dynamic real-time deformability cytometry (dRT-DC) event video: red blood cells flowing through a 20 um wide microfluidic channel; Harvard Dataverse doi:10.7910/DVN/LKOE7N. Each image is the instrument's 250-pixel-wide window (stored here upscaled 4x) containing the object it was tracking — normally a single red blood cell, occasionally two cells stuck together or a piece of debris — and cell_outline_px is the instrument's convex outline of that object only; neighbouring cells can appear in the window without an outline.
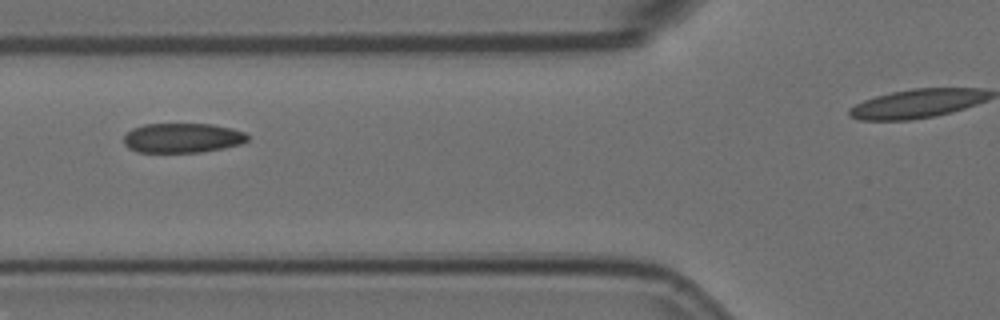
{"species": "Egyptian fruit bat (a non-hibernating species)", "species_latin": "Rousettus aegyptiacus", "temperature_condition": "room temperature", "stored_images_in_passage": 7, "segment_of_instrument_passage": [1, 2], "camera_frame_rate_fps": 3000, "um_per_image_px": 0.085, "animal": {"sex": "female"}, "frame": {"image": 1, "passage_image": 5, "time_ms": 1.333, "image_size_px": [1000, 320], "cell_outline_px": [[248, 140], [240, 144], [200, 152], [136, 152], [128, 148], [124, 144], [124, 136], [132, 128], [144, 124], [212, 124], [232, 128], [244, 132], [248, 136]], "centroid_in_image_um": [15.47, 11.72], "position_along_channel_um": 110.3, "area_um2": 21.33}}
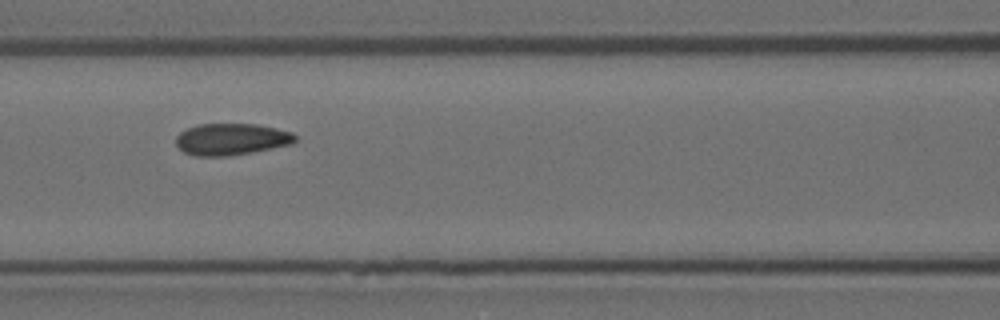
{"frame": {"image": 2, "passage_image": 6, "time_ms": 1.667, "image_size_px": [1000, 320], "cell_outline_px": [[296, 140], [292, 144], [252, 152], [228, 156], [196, 156], [184, 152], [176, 144], [176, 136], [180, 132], [196, 124], [256, 124], [276, 128], [292, 132], [296, 136]], "centroid_in_image_um": [19.66, 11.83], "position_along_channel_um": 146.9, "area_um2": 22.02}}